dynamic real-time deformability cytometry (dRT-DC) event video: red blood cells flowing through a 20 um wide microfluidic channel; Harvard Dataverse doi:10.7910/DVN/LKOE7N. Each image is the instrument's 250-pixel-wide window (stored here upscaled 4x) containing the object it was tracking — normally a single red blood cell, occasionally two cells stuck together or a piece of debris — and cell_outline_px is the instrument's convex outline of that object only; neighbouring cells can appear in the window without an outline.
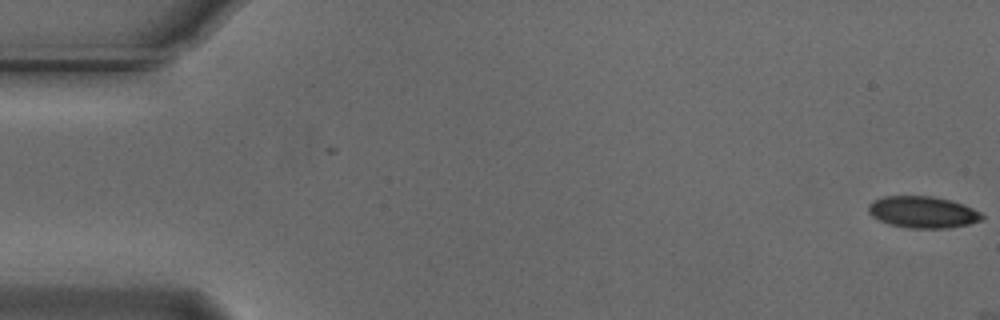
{"species": "Egyptian fruit bat (a non-hibernating species)", "species_latin": "Rousettus aegyptiacus", "temperature_condition": "cold", "stored_images_in_passage": 2, "camera_frame_rate_fps": 3000, "um_per_image_px": 0.085, "animal": {"sex": "male"}, "frame": {"image": 1, "passage_image": 2, "time_ms": 0.333, "image_size_px": [1000, 320], "cell_outline_px": [[984, 220], [968, 224], [948, 228], [908, 228], [888, 224], [872, 216], [868, 212], [868, 204], [872, 200], [884, 196], [932, 196], [952, 200], [964, 204], [980, 212], [984, 216]], "centroid_in_image_um": [78.44, 18.02], "position_along_channel_um": 6.6, "area_um2": 21.15}}